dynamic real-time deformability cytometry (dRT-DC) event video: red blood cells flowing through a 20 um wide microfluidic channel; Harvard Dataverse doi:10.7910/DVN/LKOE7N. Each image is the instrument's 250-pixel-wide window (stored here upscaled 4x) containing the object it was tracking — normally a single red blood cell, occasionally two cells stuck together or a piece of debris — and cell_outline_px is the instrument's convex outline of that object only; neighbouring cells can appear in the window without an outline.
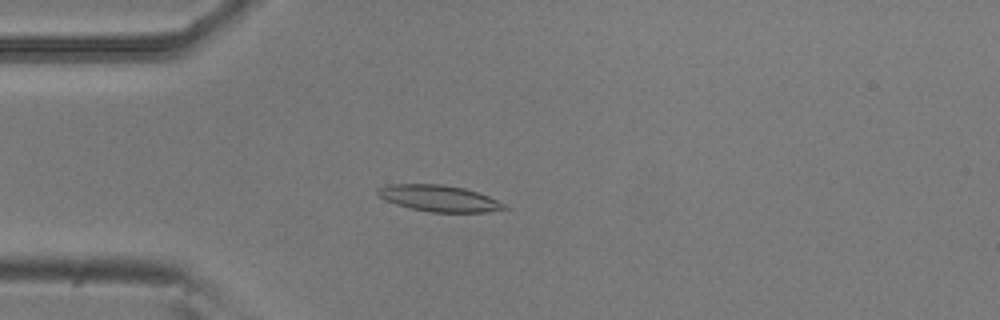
{"species": "common noctule bat (a hibernating species)", "species_latin": "Nyctalus noctula", "temperature_condition": "room temperature", "stored_images_in_passage": 25, "camera_frame_rate_fps": 3000, "um_per_image_px": 0.085, "animal": {"sex": "male", "body_mass_g": 20.5, "forearm_length_mm": 52.5}, "frame": {"image": 1, "passage_image": 5, "time_ms": 1.333, "image_size_px": [1000, 320], "cell_outline_px": [[508, 208], [484, 212], [428, 212], [396, 204], [384, 200], [376, 192], [376, 188], [384, 184], [444, 184], [464, 188], [488, 196], [504, 204]], "centroid_in_image_um": [37.25, 16.84], "position_along_channel_um": 47.8, "area_um2": 19.36}}
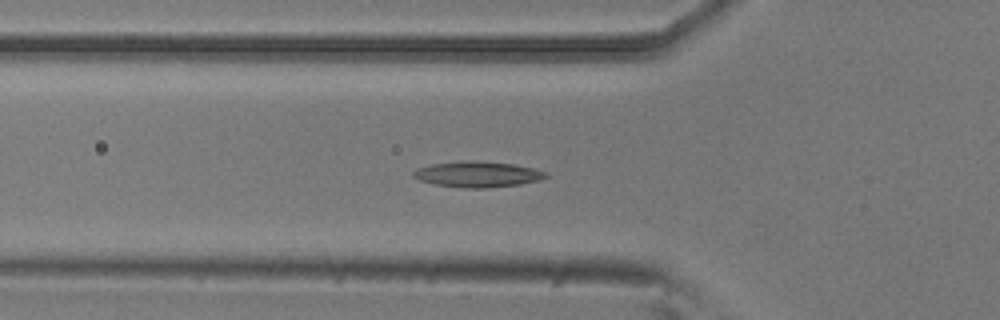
{"frame": {"image": 2, "passage_image": 9, "time_ms": 2.667, "image_size_px": [1000, 320], "cell_outline_px": [[548, 176], [536, 180], [520, 184], [488, 188], [464, 188], [436, 184], [420, 180], [412, 176], [412, 172], [416, 168], [432, 164], [460, 160], [476, 160], [512, 164], [532, 168], [548, 172]], "centroid_in_image_um": [40.56, 14.8], "position_along_channel_um": 85.2, "area_um2": 19.88}}
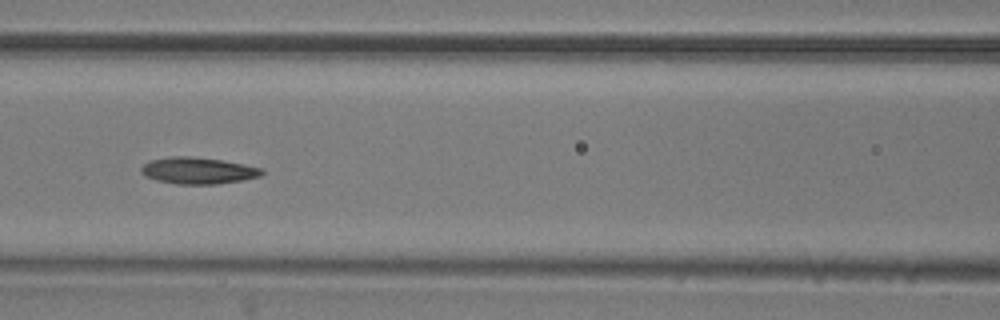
{"frame": {"image": 3, "passage_image": 14, "time_ms": 4.333, "image_size_px": [1000, 320], "cell_outline_px": [[264, 172], [260, 176], [240, 180], [216, 184], [176, 184], [156, 180], [144, 176], [140, 172], [140, 168], [148, 160], [168, 156], [188, 156], [220, 160], [260, 168]], "centroid_in_image_um": [16.73, 14.5], "position_along_channel_um": 149.9, "area_um2": 18.55}}